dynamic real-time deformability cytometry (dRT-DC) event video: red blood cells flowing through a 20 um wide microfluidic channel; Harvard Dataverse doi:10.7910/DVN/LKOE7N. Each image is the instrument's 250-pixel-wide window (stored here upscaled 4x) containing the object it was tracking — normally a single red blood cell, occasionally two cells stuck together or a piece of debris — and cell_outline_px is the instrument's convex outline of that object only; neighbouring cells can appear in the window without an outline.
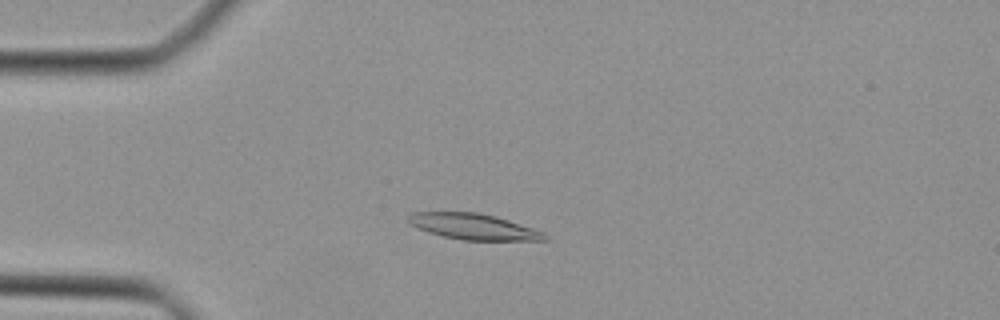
{"species": "Egyptian fruit bat (a non-hibernating species)", "species_latin": "Rousettus aegyptiacus", "temperature_condition": "cold", "stored_images_in_passage": 45, "camera_frame_rate_fps": 3000, "um_per_image_px": 0.085, "animal": {"sex": "female"}, "frame": {"image": 1, "passage_image": 11, "time_ms": 3.333, "image_size_px": [1000, 320], "cell_outline_px": [[548, 240], [464, 240], [444, 236], [428, 232], [412, 224], [408, 220], [408, 216], [412, 212], [476, 212], [496, 216], [544, 232], [548, 236]], "centroid_in_image_um": [40.27, 19.26], "position_along_channel_um": 44.7, "area_um2": 20.29}}
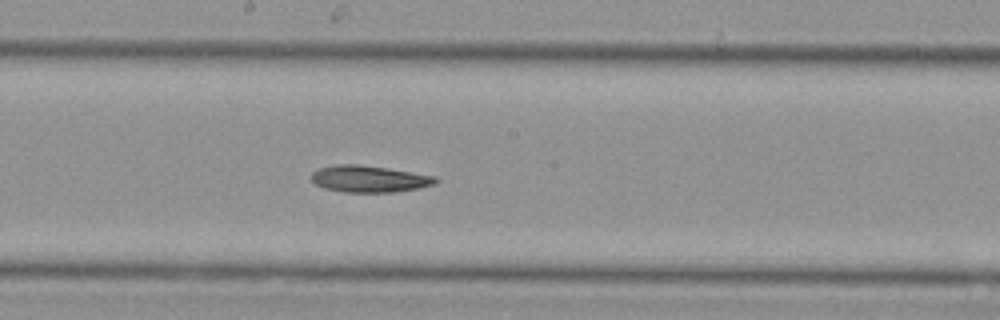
{"frame": {"image": 2, "passage_image": 24, "time_ms": 7.667, "image_size_px": [1000, 320], "cell_outline_px": [[436, 184], [420, 188], [396, 192], [344, 192], [324, 188], [316, 184], [312, 180], [312, 172], [320, 168], [336, 164], [360, 164], [388, 168], [436, 176]], "centroid_in_image_um": [31.4, 15.2], "position_along_channel_um": 216.8, "area_um2": 19.36}}
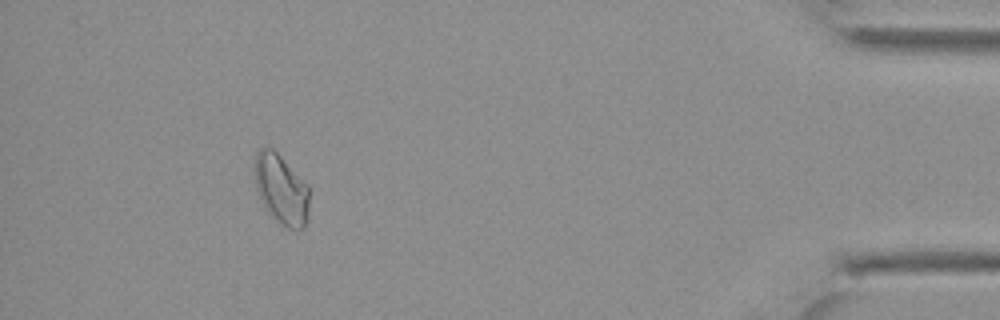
{"frame": {"image": 3, "passage_image": 41, "time_ms": 13.333, "image_size_px": [1000, 320], "cell_outline_px": [[308, 220], [304, 228], [288, 228], [276, 220], [268, 212], [256, 188], [256, 152], [260, 148], [272, 148], [308, 184]], "centroid_in_image_um": [23.94, 16.1], "position_along_channel_um": 411.3, "area_um2": 21.73}}